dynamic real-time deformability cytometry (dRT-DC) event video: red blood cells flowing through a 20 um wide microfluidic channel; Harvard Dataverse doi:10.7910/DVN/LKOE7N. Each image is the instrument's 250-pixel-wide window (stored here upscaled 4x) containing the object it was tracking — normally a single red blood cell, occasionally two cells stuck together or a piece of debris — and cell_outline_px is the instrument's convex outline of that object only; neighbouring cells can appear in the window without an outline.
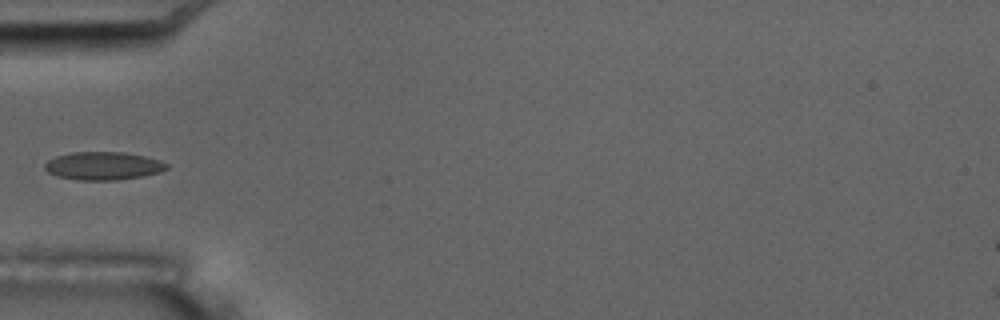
{"species": "common noctule bat (a hibernating species)", "species_latin": "Nyctalus noctula", "temperature_condition": "room temperature", "stored_images_in_passage": 5, "camera_frame_rate_fps": 3000, "um_per_image_px": 0.085, "animal": {"sex": "male", "body_mass_g": 17.5, "forearm_length_mm": 52.3}, "frame": {"image": 1, "passage_image": 5, "time_ms": 5.333, "image_size_px": [1000, 320], "cell_outline_px": [[168, 168], [160, 172], [140, 176], [116, 180], [76, 180], [56, 176], [48, 172], [44, 168], [44, 164], [48, 160], [56, 156], [72, 152], [124, 152], [144, 156], [160, 160], [168, 164]], "centroid_in_image_um": [8.75, 14.1], "position_along_channel_um": 76.3, "area_um2": 19.94}}